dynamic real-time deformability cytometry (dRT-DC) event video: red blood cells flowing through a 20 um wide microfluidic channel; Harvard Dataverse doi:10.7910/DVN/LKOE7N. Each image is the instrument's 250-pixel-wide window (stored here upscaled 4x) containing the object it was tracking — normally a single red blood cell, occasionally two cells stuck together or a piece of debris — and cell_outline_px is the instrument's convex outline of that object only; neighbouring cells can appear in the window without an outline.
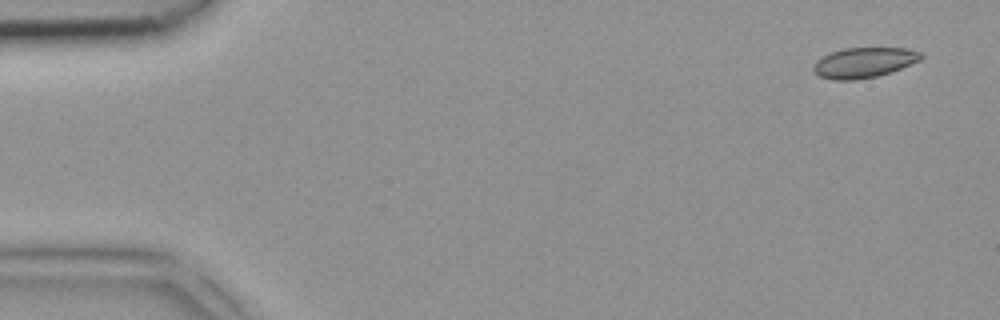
{"species": "common noctule bat (a hibernating species)", "species_latin": "Nyctalus noctula", "temperature_condition": "room temperature", "stored_images_in_passage": 3, "camera_frame_rate_fps": 3000, "um_per_image_px": 0.085, "animal": {"sex": "female", "body_mass_g": 18.4}, "frame": {"image": 1, "passage_image": 1, "time_ms": 0.0, "image_size_px": [1000, 320], "cell_outline_px": [[924, 56], [920, 60], [900, 68], [876, 76], [856, 80], [832, 80], [820, 76], [812, 72], [812, 64], [816, 60], [832, 52], [844, 48], [908, 48], [920, 52]], "centroid_in_image_um": [73.39, 5.32], "position_along_channel_um": 11.6, "area_um2": 18.9}}